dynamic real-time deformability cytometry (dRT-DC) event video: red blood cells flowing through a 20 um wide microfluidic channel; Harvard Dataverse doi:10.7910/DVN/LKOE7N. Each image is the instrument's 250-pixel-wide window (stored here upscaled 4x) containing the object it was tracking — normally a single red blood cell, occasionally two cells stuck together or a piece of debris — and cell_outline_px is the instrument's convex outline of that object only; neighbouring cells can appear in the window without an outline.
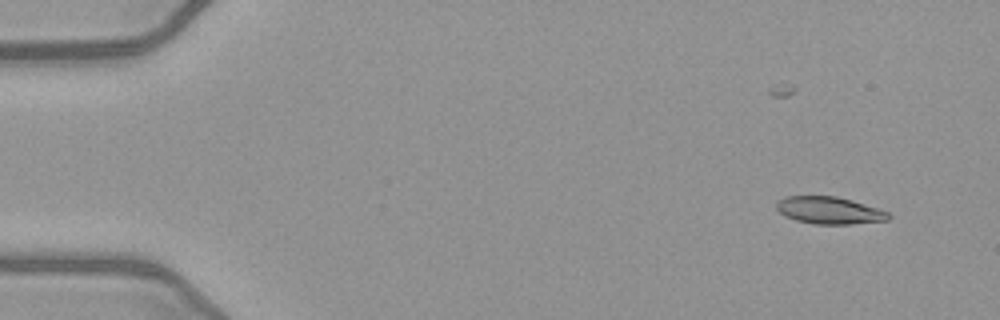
{"species": "common noctule bat (a hibernating species)", "species_latin": "Nyctalus noctula", "temperature_condition": "warm", "stored_images_in_passage": 51, "segment_of_instrument_passage": [1, 2], "camera_frame_rate_fps": 3000, "um_per_image_px": 0.085, "animal": {"sex": "female", "body_mass_g": 21.9}, "frame": {"image": 1, "passage_image": 3, "time_ms": 0.667, "image_size_px": [1000, 320], "cell_outline_px": [[892, 216], [888, 220], [852, 224], [812, 224], [796, 220], [784, 216], [776, 208], [776, 204], [784, 196], [836, 196], [852, 200], [888, 212]], "centroid_in_image_um": [70.48, 17.89], "position_along_channel_um": 14.5, "area_um2": 17.74}}
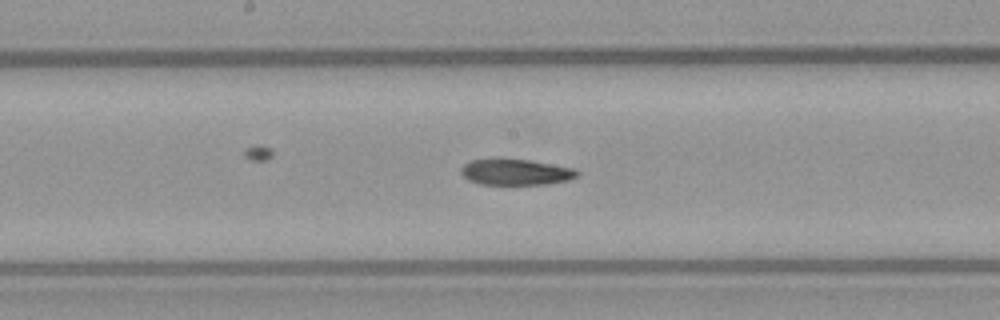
{"frame": {"image": 2, "passage_image": 26, "time_ms": 8.333, "image_size_px": [1000, 320], "cell_outline_px": [[580, 172], [576, 176], [568, 180], [548, 184], [480, 184], [468, 180], [460, 172], [460, 168], [464, 164], [472, 160], [496, 156], [500, 156], [528, 160], [572, 168]], "centroid_in_image_um": [43.76, 14.59], "position_along_channel_um": 204.4, "area_um2": 17.98}}
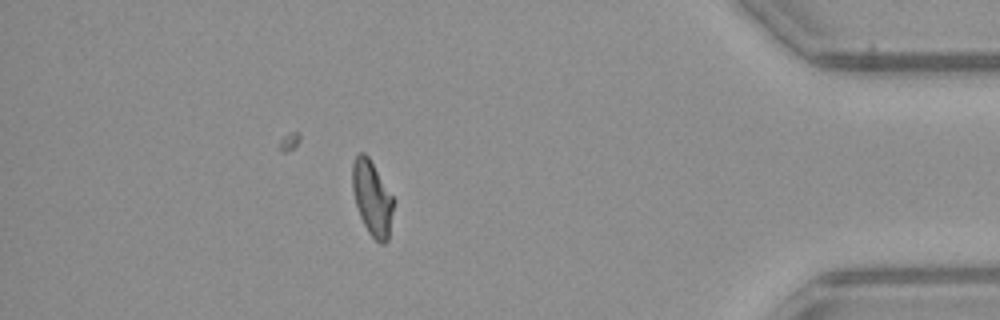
{"frame": {"image": 3, "passage_image": 44, "time_ms": 14.333, "image_size_px": [1000, 320], "cell_outline_px": [[396, 200], [388, 240], [384, 244], [380, 244], [368, 232], [360, 216], [356, 204], [352, 188], [352, 164], [356, 156], [360, 152], [364, 152], [368, 156]], "centroid_in_image_um": [31.66, 16.85], "position_along_channel_um": 403.5, "area_um2": 18.15}}